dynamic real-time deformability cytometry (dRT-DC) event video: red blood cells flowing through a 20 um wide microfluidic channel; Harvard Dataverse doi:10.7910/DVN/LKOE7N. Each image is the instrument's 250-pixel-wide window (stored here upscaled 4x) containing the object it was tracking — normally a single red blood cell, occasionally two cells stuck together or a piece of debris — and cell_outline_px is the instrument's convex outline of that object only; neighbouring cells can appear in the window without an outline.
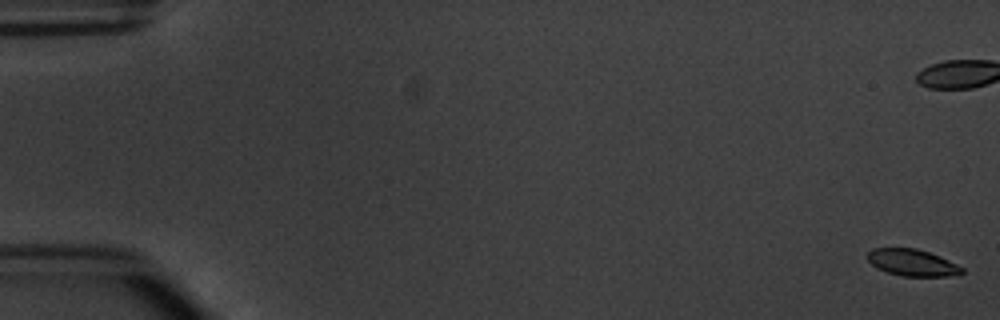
{"species": "common noctule bat (a hibernating species)", "species_latin": "Nyctalus noctula", "temperature_condition": "warm", "stored_images_in_passage": 11, "camera_frame_rate_fps": 3000, "um_per_image_px": 0.085, "animal": {"sex": "male", "body_mass_g": 20.1, "forearm_length_mm": 53.5}, "frame": {"image": 1, "passage_image": 1, "time_ms": 0.0, "image_size_px": [1000, 320], "cell_outline_px": [[964, 272], [960, 276], [900, 276], [876, 268], [864, 256], [872, 248], [916, 248], [928, 252], [948, 260], [964, 268]], "centroid_in_image_um": [77.54, 22.33], "position_along_channel_um": 7.5, "area_um2": 14.85}}
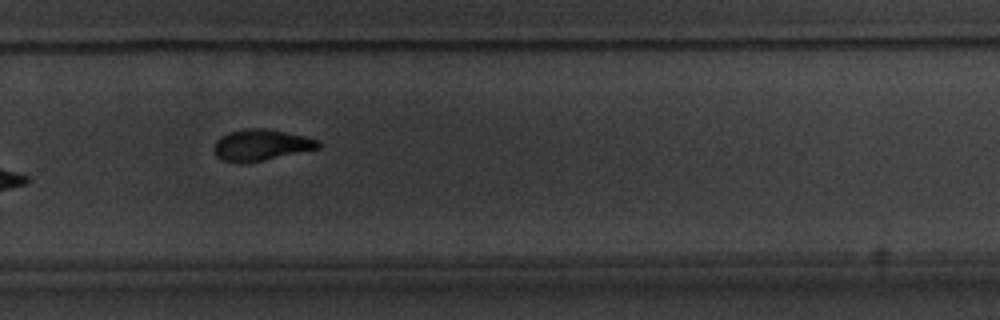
{"frame": {"image": 2, "passage_image": 11, "time_ms": 12.667, "image_size_px": [1000, 320], "cell_outline_px": [[324, 144], [320, 148], [264, 160], [220, 160], [216, 156], [212, 148], [216, 140], [220, 136], [228, 132], [248, 128], [264, 128], [304, 136], [320, 140]], "centroid_in_image_um": [22.22, 12.29], "position_along_channel_um": 307.6, "area_um2": 18.67}}